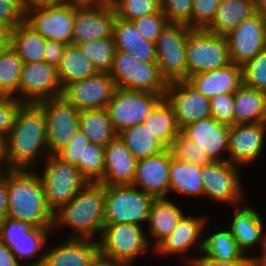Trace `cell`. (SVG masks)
I'll use <instances>...</instances> for the list:
<instances>
[{
    "label": "cell",
    "instance_id": "cell-1",
    "mask_svg": "<svg viewBox=\"0 0 266 266\" xmlns=\"http://www.w3.org/2000/svg\"><path fill=\"white\" fill-rule=\"evenodd\" d=\"M32 171L6 170L7 217L34 227L53 228V212L46 203L40 176Z\"/></svg>",
    "mask_w": 266,
    "mask_h": 266
},
{
    "label": "cell",
    "instance_id": "cell-2",
    "mask_svg": "<svg viewBox=\"0 0 266 266\" xmlns=\"http://www.w3.org/2000/svg\"><path fill=\"white\" fill-rule=\"evenodd\" d=\"M42 151L48 152L43 109L37 103H22L8 135L10 170L32 169Z\"/></svg>",
    "mask_w": 266,
    "mask_h": 266
},
{
    "label": "cell",
    "instance_id": "cell-3",
    "mask_svg": "<svg viewBox=\"0 0 266 266\" xmlns=\"http://www.w3.org/2000/svg\"><path fill=\"white\" fill-rule=\"evenodd\" d=\"M105 185L87 183L68 203L53 213V229L72 227L69 238L94 239L105 224ZM74 234V235H73Z\"/></svg>",
    "mask_w": 266,
    "mask_h": 266
},
{
    "label": "cell",
    "instance_id": "cell-4",
    "mask_svg": "<svg viewBox=\"0 0 266 266\" xmlns=\"http://www.w3.org/2000/svg\"><path fill=\"white\" fill-rule=\"evenodd\" d=\"M117 88L146 91L164 97L168 82L162 76L157 62H143L131 54L117 50L108 73Z\"/></svg>",
    "mask_w": 266,
    "mask_h": 266
},
{
    "label": "cell",
    "instance_id": "cell-5",
    "mask_svg": "<svg viewBox=\"0 0 266 266\" xmlns=\"http://www.w3.org/2000/svg\"><path fill=\"white\" fill-rule=\"evenodd\" d=\"M43 175H39L48 208L54 213L68 203L88 182L76 165L57 155L45 159Z\"/></svg>",
    "mask_w": 266,
    "mask_h": 266
},
{
    "label": "cell",
    "instance_id": "cell-6",
    "mask_svg": "<svg viewBox=\"0 0 266 266\" xmlns=\"http://www.w3.org/2000/svg\"><path fill=\"white\" fill-rule=\"evenodd\" d=\"M154 198L132 185L105 186V224L147 222Z\"/></svg>",
    "mask_w": 266,
    "mask_h": 266
},
{
    "label": "cell",
    "instance_id": "cell-7",
    "mask_svg": "<svg viewBox=\"0 0 266 266\" xmlns=\"http://www.w3.org/2000/svg\"><path fill=\"white\" fill-rule=\"evenodd\" d=\"M186 51L188 77L220 69L232 63L226 37L206 29L190 30Z\"/></svg>",
    "mask_w": 266,
    "mask_h": 266
},
{
    "label": "cell",
    "instance_id": "cell-8",
    "mask_svg": "<svg viewBox=\"0 0 266 266\" xmlns=\"http://www.w3.org/2000/svg\"><path fill=\"white\" fill-rule=\"evenodd\" d=\"M190 30L188 25L169 23L156 40L157 64L168 83L188 79L186 46Z\"/></svg>",
    "mask_w": 266,
    "mask_h": 266
},
{
    "label": "cell",
    "instance_id": "cell-9",
    "mask_svg": "<svg viewBox=\"0 0 266 266\" xmlns=\"http://www.w3.org/2000/svg\"><path fill=\"white\" fill-rule=\"evenodd\" d=\"M162 99L160 94L117 88L106 108L114 131L118 135L127 128L143 124Z\"/></svg>",
    "mask_w": 266,
    "mask_h": 266
},
{
    "label": "cell",
    "instance_id": "cell-10",
    "mask_svg": "<svg viewBox=\"0 0 266 266\" xmlns=\"http://www.w3.org/2000/svg\"><path fill=\"white\" fill-rule=\"evenodd\" d=\"M37 104L46 118L47 155H56L79 130V111L63 96L45 99Z\"/></svg>",
    "mask_w": 266,
    "mask_h": 266
},
{
    "label": "cell",
    "instance_id": "cell-11",
    "mask_svg": "<svg viewBox=\"0 0 266 266\" xmlns=\"http://www.w3.org/2000/svg\"><path fill=\"white\" fill-rule=\"evenodd\" d=\"M142 226L135 224H104L98 241L99 251L129 265L149 249V239ZM133 261V262H132Z\"/></svg>",
    "mask_w": 266,
    "mask_h": 266
},
{
    "label": "cell",
    "instance_id": "cell-12",
    "mask_svg": "<svg viewBox=\"0 0 266 266\" xmlns=\"http://www.w3.org/2000/svg\"><path fill=\"white\" fill-rule=\"evenodd\" d=\"M75 6L63 2L33 7L26 11L25 22L46 40L71 44Z\"/></svg>",
    "mask_w": 266,
    "mask_h": 266
},
{
    "label": "cell",
    "instance_id": "cell-13",
    "mask_svg": "<svg viewBox=\"0 0 266 266\" xmlns=\"http://www.w3.org/2000/svg\"><path fill=\"white\" fill-rule=\"evenodd\" d=\"M238 167L240 168L229 161H211L203 165L201 172L204 196L217 202L233 204L235 207L241 205L244 195Z\"/></svg>",
    "mask_w": 266,
    "mask_h": 266
},
{
    "label": "cell",
    "instance_id": "cell-14",
    "mask_svg": "<svg viewBox=\"0 0 266 266\" xmlns=\"http://www.w3.org/2000/svg\"><path fill=\"white\" fill-rule=\"evenodd\" d=\"M117 89L107 72L96 74L66 85L62 96L78 111L107 108Z\"/></svg>",
    "mask_w": 266,
    "mask_h": 266
},
{
    "label": "cell",
    "instance_id": "cell-15",
    "mask_svg": "<svg viewBox=\"0 0 266 266\" xmlns=\"http://www.w3.org/2000/svg\"><path fill=\"white\" fill-rule=\"evenodd\" d=\"M163 98L172 107L180 129L211 116L210 99L187 80L169 82Z\"/></svg>",
    "mask_w": 266,
    "mask_h": 266
},
{
    "label": "cell",
    "instance_id": "cell-16",
    "mask_svg": "<svg viewBox=\"0 0 266 266\" xmlns=\"http://www.w3.org/2000/svg\"><path fill=\"white\" fill-rule=\"evenodd\" d=\"M63 88L58 78L57 68L45 61L23 64L19 85V95L23 103L62 96Z\"/></svg>",
    "mask_w": 266,
    "mask_h": 266
},
{
    "label": "cell",
    "instance_id": "cell-17",
    "mask_svg": "<svg viewBox=\"0 0 266 266\" xmlns=\"http://www.w3.org/2000/svg\"><path fill=\"white\" fill-rule=\"evenodd\" d=\"M115 19L116 15L110 2L103 6H75L71 44L112 37Z\"/></svg>",
    "mask_w": 266,
    "mask_h": 266
},
{
    "label": "cell",
    "instance_id": "cell-18",
    "mask_svg": "<svg viewBox=\"0 0 266 266\" xmlns=\"http://www.w3.org/2000/svg\"><path fill=\"white\" fill-rule=\"evenodd\" d=\"M232 63L244 65L266 48V28L256 12L225 36Z\"/></svg>",
    "mask_w": 266,
    "mask_h": 266
},
{
    "label": "cell",
    "instance_id": "cell-19",
    "mask_svg": "<svg viewBox=\"0 0 266 266\" xmlns=\"http://www.w3.org/2000/svg\"><path fill=\"white\" fill-rule=\"evenodd\" d=\"M171 153L164 151L137 160L132 186L151 195L154 199L165 198L170 193Z\"/></svg>",
    "mask_w": 266,
    "mask_h": 266
},
{
    "label": "cell",
    "instance_id": "cell-20",
    "mask_svg": "<svg viewBox=\"0 0 266 266\" xmlns=\"http://www.w3.org/2000/svg\"><path fill=\"white\" fill-rule=\"evenodd\" d=\"M266 122L230 126L228 161L236 165L255 162L264 148Z\"/></svg>",
    "mask_w": 266,
    "mask_h": 266
},
{
    "label": "cell",
    "instance_id": "cell-21",
    "mask_svg": "<svg viewBox=\"0 0 266 266\" xmlns=\"http://www.w3.org/2000/svg\"><path fill=\"white\" fill-rule=\"evenodd\" d=\"M229 130V125L219 123L210 116L184 126L181 132L203 149L211 161H228L219 154H228Z\"/></svg>",
    "mask_w": 266,
    "mask_h": 266
},
{
    "label": "cell",
    "instance_id": "cell-22",
    "mask_svg": "<svg viewBox=\"0 0 266 266\" xmlns=\"http://www.w3.org/2000/svg\"><path fill=\"white\" fill-rule=\"evenodd\" d=\"M98 251L99 245L95 240L68 238L24 266H89Z\"/></svg>",
    "mask_w": 266,
    "mask_h": 266
},
{
    "label": "cell",
    "instance_id": "cell-23",
    "mask_svg": "<svg viewBox=\"0 0 266 266\" xmlns=\"http://www.w3.org/2000/svg\"><path fill=\"white\" fill-rule=\"evenodd\" d=\"M206 221L204 217L183 215L175 229L157 246H154L156 253L165 256L175 254L182 256L194 247L197 252H201L203 241L201 233L206 226Z\"/></svg>",
    "mask_w": 266,
    "mask_h": 266
},
{
    "label": "cell",
    "instance_id": "cell-24",
    "mask_svg": "<svg viewBox=\"0 0 266 266\" xmlns=\"http://www.w3.org/2000/svg\"><path fill=\"white\" fill-rule=\"evenodd\" d=\"M104 155V176L98 183L105 186L132 185L137 160L118 135L104 148Z\"/></svg>",
    "mask_w": 266,
    "mask_h": 266
},
{
    "label": "cell",
    "instance_id": "cell-25",
    "mask_svg": "<svg viewBox=\"0 0 266 266\" xmlns=\"http://www.w3.org/2000/svg\"><path fill=\"white\" fill-rule=\"evenodd\" d=\"M234 217L230 222V232L238 243L239 248L246 250L254 248L259 243L262 245L261 257H257L260 266H264L265 231L264 223L260 214L250 205H239L234 211ZM258 243V244H257Z\"/></svg>",
    "mask_w": 266,
    "mask_h": 266
},
{
    "label": "cell",
    "instance_id": "cell-26",
    "mask_svg": "<svg viewBox=\"0 0 266 266\" xmlns=\"http://www.w3.org/2000/svg\"><path fill=\"white\" fill-rule=\"evenodd\" d=\"M187 81L208 99L234 93L243 85V66L230 63L220 69L191 75Z\"/></svg>",
    "mask_w": 266,
    "mask_h": 266
},
{
    "label": "cell",
    "instance_id": "cell-27",
    "mask_svg": "<svg viewBox=\"0 0 266 266\" xmlns=\"http://www.w3.org/2000/svg\"><path fill=\"white\" fill-rule=\"evenodd\" d=\"M112 37L116 50L131 54L139 61L157 62L155 43L145 40L133 21L116 17Z\"/></svg>",
    "mask_w": 266,
    "mask_h": 266
},
{
    "label": "cell",
    "instance_id": "cell-28",
    "mask_svg": "<svg viewBox=\"0 0 266 266\" xmlns=\"http://www.w3.org/2000/svg\"><path fill=\"white\" fill-rule=\"evenodd\" d=\"M257 0H220L215 18L207 31L228 35L241 21L256 13Z\"/></svg>",
    "mask_w": 266,
    "mask_h": 266
},
{
    "label": "cell",
    "instance_id": "cell-29",
    "mask_svg": "<svg viewBox=\"0 0 266 266\" xmlns=\"http://www.w3.org/2000/svg\"><path fill=\"white\" fill-rule=\"evenodd\" d=\"M235 124L266 122V93L245 86L234 92Z\"/></svg>",
    "mask_w": 266,
    "mask_h": 266
},
{
    "label": "cell",
    "instance_id": "cell-30",
    "mask_svg": "<svg viewBox=\"0 0 266 266\" xmlns=\"http://www.w3.org/2000/svg\"><path fill=\"white\" fill-rule=\"evenodd\" d=\"M183 215V210L170 200L154 199L149 210L148 224L156 246L175 229Z\"/></svg>",
    "mask_w": 266,
    "mask_h": 266
},
{
    "label": "cell",
    "instance_id": "cell-31",
    "mask_svg": "<svg viewBox=\"0 0 266 266\" xmlns=\"http://www.w3.org/2000/svg\"><path fill=\"white\" fill-rule=\"evenodd\" d=\"M202 166L186 163L171 156L170 193L177 192L188 196H203L204 184Z\"/></svg>",
    "mask_w": 266,
    "mask_h": 266
},
{
    "label": "cell",
    "instance_id": "cell-32",
    "mask_svg": "<svg viewBox=\"0 0 266 266\" xmlns=\"http://www.w3.org/2000/svg\"><path fill=\"white\" fill-rule=\"evenodd\" d=\"M79 129L90 143L103 147L117 136L106 108L79 111Z\"/></svg>",
    "mask_w": 266,
    "mask_h": 266
},
{
    "label": "cell",
    "instance_id": "cell-33",
    "mask_svg": "<svg viewBox=\"0 0 266 266\" xmlns=\"http://www.w3.org/2000/svg\"><path fill=\"white\" fill-rule=\"evenodd\" d=\"M46 39L26 22L12 30L11 48L23 64L44 60Z\"/></svg>",
    "mask_w": 266,
    "mask_h": 266
},
{
    "label": "cell",
    "instance_id": "cell-34",
    "mask_svg": "<svg viewBox=\"0 0 266 266\" xmlns=\"http://www.w3.org/2000/svg\"><path fill=\"white\" fill-rule=\"evenodd\" d=\"M93 64L82 54L77 45L67 44L57 74L62 88L96 74Z\"/></svg>",
    "mask_w": 266,
    "mask_h": 266
},
{
    "label": "cell",
    "instance_id": "cell-35",
    "mask_svg": "<svg viewBox=\"0 0 266 266\" xmlns=\"http://www.w3.org/2000/svg\"><path fill=\"white\" fill-rule=\"evenodd\" d=\"M143 124L167 148L181 132L173 109L164 98L153 108Z\"/></svg>",
    "mask_w": 266,
    "mask_h": 266
},
{
    "label": "cell",
    "instance_id": "cell-36",
    "mask_svg": "<svg viewBox=\"0 0 266 266\" xmlns=\"http://www.w3.org/2000/svg\"><path fill=\"white\" fill-rule=\"evenodd\" d=\"M118 136L136 160L147 158L164 151L167 147L145 127L138 124L121 131Z\"/></svg>",
    "mask_w": 266,
    "mask_h": 266
},
{
    "label": "cell",
    "instance_id": "cell-37",
    "mask_svg": "<svg viewBox=\"0 0 266 266\" xmlns=\"http://www.w3.org/2000/svg\"><path fill=\"white\" fill-rule=\"evenodd\" d=\"M204 256H210L217 260H249L251 256L245 255L239 248L237 241L229 229L216 231L212 235L202 239Z\"/></svg>",
    "mask_w": 266,
    "mask_h": 266
},
{
    "label": "cell",
    "instance_id": "cell-38",
    "mask_svg": "<svg viewBox=\"0 0 266 266\" xmlns=\"http://www.w3.org/2000/svg\"><path fill=\"white\" fill-rule=\"evenodd\" d=\"M23 63L16 52L9 47L0 52V96L21 98L15 94L19 93Z\"/></svg>",
    "mask_w": 266,
    "mask_h": 266
},
{
    "label": "cell",
    "instance_id": "cell-39",
    "mask_svg": "<svg viewBox=\"0 0 266 266\" xmlns=\"http://www.w3.org/2000/svg\"><path fill=\"white\" fill-rule=\"evenodd\" d=\"M82 54L93 64L97 72L109 73L116 46L113 37L77 44Z\"/></svg>",
    "mask_w": 266,
    "mask_h": 266
},
{
    "label": "cell",
    "instance_id": "cell-40",
    "mask_svg": "<svg viewBox=\"0 0 266 266\" xmlns=\"http://www.w3.org/2000/svg\"><path fill=\"white\" fill-rule=\"evenodd\" d=\"M53 228L33 227L25 237L19 240H0L13 253L16 259L19 256L21 259L38 257L40 250L45 248L49 233Z\"/></svg>",
    "mask_w": 266,
    "mask_h": 266
},
{
    "label": "cell",
    "instance_id": "cell-41",
    "mask_svg": "<svg viewBox=\"0 0 266 266\" xmlns=\"http://www.w3.org/2000/svg\"><path fill=\"white\" fill-rule=\"evenodd\" d=\"M116 17L135 20L160 12L161 0H110Z\"/></svg>",
    "mask_w": 266,
    "mask_h": 266
},
{
    "label": "cell",
    "instance_id": "cell-42",
    "mask_svg": "<svg viewBox=\"0 0 266 266\" xmlns=\"http://www.w3.org/2000/svg\"><path fill=\"white\" fill-rule=\"evenodd\" d=\"M168 149L173 158L186 163L203 166L211 162L205 151L182 132L175 137Z\"/></svg>",
    "mask_w": 266,
    "mask_h": 266
},
{
    "label": "cell",
    "instance_id": "cell-43",
    "mask_svg": "<svg viewBox=\"0 0 266 266\" xmlns=\"http://www.w3.org/2000/svg\"><path fill=\"white\" fill-rule=\"evenodd\" d=\"M243 84L266 93V48L243 65Z\"/></svg>",
    "mask_w": 266,
    "mask_h": 266
},
{
    "label": "cell",
    "instance_id": "cell-44",
    "mask_svg": "<svg viewBox=\"0 0 266 266\" xmlns=\"http://www.w3.org/2000/svg\"><path fill=\"white\" fill-rule=\"evenodd\" d=\"M104 148L98 144L89 143L84 153V178L89 183H98L104 176Z\"/></svg>",
    "mask_w": 266,
    "mask_h": 266
},
{
    "label": "cell",
    "instance_id": "cell-45",
    "mask_svg": "<svg viewBox=\"0 0 266 266\" xmlns=\"http://www.w3.org/2000/svg\"><path fill=\"white\" fill-rule=\"evenodd\" d=\"M90 143L89 139L79 129L72 140L56 155L70 164L76 165L84 177V153L85 147Z\"/></svg>",
    "mask_w": 266,
    "mask_h": 266
},
{
    "label": "cell",
    "instance_id": "cell-46",
    "mask_svg": "<svg viewBox=\"0 0 266 266\" xmlns=\"http://www.w3.org/2000/svg\"><path fill=\"white\" fill-rule=\"evenodd\" d=\"M132 21L143 38L153 43H156L158 36L169 24V21L162 10Z\"/></svg>",
    "mask_w": 266,
    "mask_h": 266
},
{
    "label": "cell",
    "instance_id": "cell-47",
    "mask_svg": "<svg viewBox=\"0 0 266 266\" xmlns=\"http://www.w3.org/2000/svg\"><path fill=\"white\" fill-rule=\"evenodd\" d=\"M161 9L169 23L184 24L191 28L193 0H161Z\"/></svg>",
    "mask_w": 266,
    "mask_h": 266
},
{
    "label": "cell",
    "instance_id": "cell-48",
    "mask_svg": "<svg viewBox=\"0 0 266 266\" xmlns=\"http://www.w3.org/2000/svg\"><path fill=\"white\" fill-rule=\"evenodd\" d=\"M220 0H193L191 29H207L213 22Z\"/></svg>",
    "mask_w": 266,
    "mask_h": 266
},
{
    "label": "cell",
    "instance_id": "cell-49",
    "mask_svg": "<svg viewBox=\"0 0 266 266\" xmlns=\"http://www.w3.org/2000/svg\"><path fill=\"white\" fill-rule=\"evenodd\" d=\"M211 116L219 123L235 125L234 93L219 94L210 99Z\"/></svg>",
    "mask_w": 266,
    "mask_h": 266
},
{
    "label": "cell",
    "instance_id": "cell-50",
    "mask_svg": "<svg viewBox=\"0 0 266 266\" xmlns=\"http://www.w3.org/2000/svg\"><path fill=\"white\" fill-rule=\"evenodd\" d=\"M25 16L21 0H0V24L15 29L25 22Z\"/></svg>",
    "mask_w": 266,
    "mask_h": 266
},
{
    "label": "cell",
    "instance_id": "cell-51",
    "mask_svg": "<svg viewBox=\"0 0 266 266\" xmlns=\"http://www.w3.org/2000/svg\"><path fill=\"white\" fill-rule=\"evenodd\" d=\"M22 103L16 97L0 96V136L8 137L16 112Z\"/></svg>",
    "mask_w": 266,
    "mask_h": 266
},
{
    "label": "cell",
    "instance_id": "cell-52",
    "mask_svg": "<svg viewBox=\"0 0 266 266\" xmlns=\"http://www.w3.org/2000/svg\"><path fill=\"white\" fill-rule=\"evenodd\" d=\"M33 227L30 223L6 217L0 224V240H19Z\"/></svg>",
    "mask_w": 266,
    "mask_h": 266
},
{
    "label": "cell",
    "instance_id": "cell-53",
    "mask_svg": "<svg viewBox=\"0 0 266 266\" xmlns=\"http://www.w3.org/2000/svg\"><path fill=\"white\" fill-rule=\"evenodd\" d=\"M200 257L189 258L187 261L190 266H260L257 257L249 260H217L210 256L199 255Z\"/></svg>",
    "mask_w": 266,
    "mask_h": 266
},
{
    "label": "cell",
    "instance_id": "cell-54",
    "mask_svg": "<svg viewBox=\"0 0 266 266\" xmlns=\"http://www.w3.org/2000/svg\"><path fill=\"white\" fill-rule=\"evenodd\" d=\"M67 44L58 40H46L44 60L47 64L58 67Z\"/></svg>",
    "mask_w": 266,
    "mask_h": 266
},
{
    "label": "cell",
    "instance_id": "cell-55",
    "mask_svg": "<svg viewBox=\"0 0 266 266\" xmlns=\"http://www.w3.org/2000/svg\"><path fill=\"white\" fill-rule=\"evenodd\" d=\"M7 217L6 171L0 172V224Z\"/></svg>",
    "mask_w": 266,
    "mask_h": 266
},
{
    "label": "cell",
    "instance_id": "cell-56",
    "mask_svg": "<svg viewBox=\"0 0 266 266\" xmlns=\"http://www.w3.org/2000/svg\"><path fill=\"white\" fill-rule=\"evenodd\" d=\"M89 266H130L129 264L109 257L100 251L92 259Z\"/></svg>",
    "mask_w": 266,
    "mask_h": 266
},
{
    "label": "cell",
    "instance_id": "cell-57",
    "mask_svg": "<svg viewBox=\"0 0 266 266\" xmlns=\"http://www.w3.org/2000/svg\"><path fill=\"white\" fill-rule=\"evenodd\" d=\"M0 266H22L20 259H16L2 241H0Z\"/></svg>",
    "mask_w": 266,
    "mask_h": 266
},
{
    "label": "cell",
    "instance_id": "cell-58",
    "mask_svg": "<svg viewBox=\"0 0 266 266\" xmlns=\"http://www.w3.org/2000/svg\"><path fill=\"white\" fill-rule=\"evenodd\" d=\"M0 166H1L0 172L10 170V162L8 154V137L5 136H0Z\"/></svg>",
    "mask_w": 266,
    "mask_h": 266
},
{
    "label": "cell",
    "instance_id": "cell-59",
    "mask_svg": "<svg viewBox=\"0 0 266 266\" xmlns=\"http://www.w3.org/2000/svg\"><path fill=\"white\" fill-rule=\"evenodd\" d=\"M12 28L7 25L0 24V52L11 47Z\"/></svg>",
    "mask_w": 266,
    "mask_h": 266
},
{
    "label": "cell",
    "instance_id": "cell-60",
    "mask_svg": "<svg viewBox=\"0 0 266 266\" xmlns=\"http://www.w3.org/2000/svg\"><path fill=\"white\" fill-rule=\"evenodd\" d=\"M63 2H65V0H21L22 6L25 11L33 7L55 5Z\"/></svg>",
    "mask_w": 266,
    "mask_h": 266
},
{
    "label": "cell",
    "instance_id": "cell-61",
    "mask_svg": "<svg viewBox=\"0 0 266 266\" xmlns=\"http://www.w3.org/2000/svg\"><path fill=\"white\" fill-rule=\"evenodd\" d=\"M65 2L72 4L76 7L87 6H103L110 2V0H65Z\"/></svg>",
    "mask_w": 266,
    "mask_h": 266
},
{
    "label": "cell",
    "instance_id": "cell-62",
    "mask_svg": "<svg viewBox=\"0 0 266 266\" xmlns=\"http://www.w3.org/2000/svg\"><path fill=\"white\" fill-rule=\"evenodd\" d=\"M256 12L260 16L261 22L266 28V0H257V10Z\"/></svg>",
    "mask_w": 266,
    "mask_h": 266
},
{
    "label": "cell",
    "instance_id": "cell-63",
    "mask_svg": "<svg viewBox=\"0 0 266 266\" xmlns=\"http://www.w3.org/2000/svg\"><path fill=\"white\" fill-rule=\"evenodd\" d=\"M264 266H266V230H265V247H264Z\"/></svg>",
    "mask_w": 266,
    "mask_h": 266
}]
</instances>
